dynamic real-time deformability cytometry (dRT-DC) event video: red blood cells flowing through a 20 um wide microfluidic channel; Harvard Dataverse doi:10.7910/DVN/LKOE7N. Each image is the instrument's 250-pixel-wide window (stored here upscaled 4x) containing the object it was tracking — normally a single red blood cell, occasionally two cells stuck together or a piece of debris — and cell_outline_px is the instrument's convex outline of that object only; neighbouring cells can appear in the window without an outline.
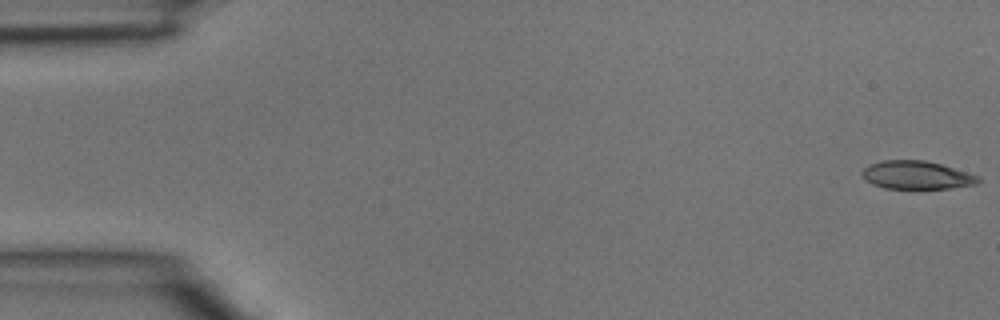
{"species": "common noctule bat (a hibernating species)", "species_latin": "Nyctalus noctula", "temperature_condition": "room temperature", "stored_images_in_passage": 46, "camera_frame_rate_fps": 3000, "um_per_image_px": 0.085, "animal": {"sex": "male", "body_mass_g": 15.6}, "frame": {"image": 1, "passage_image": 1, "time_ms": 0.0, "image_size_px": [1000, 320], "cell_outline_px": [[980, 180], [976, 184], [948, 188], [884, 188], [872, 184], [864, 180], [860, 172], [868, 164], [884, 160], [924, 160], [940, 164], [980, 176]], "centroid_in_image_um": [77.86, 14.87], "position_along_channel_um": 7.1, "area_um2": 19.02}}
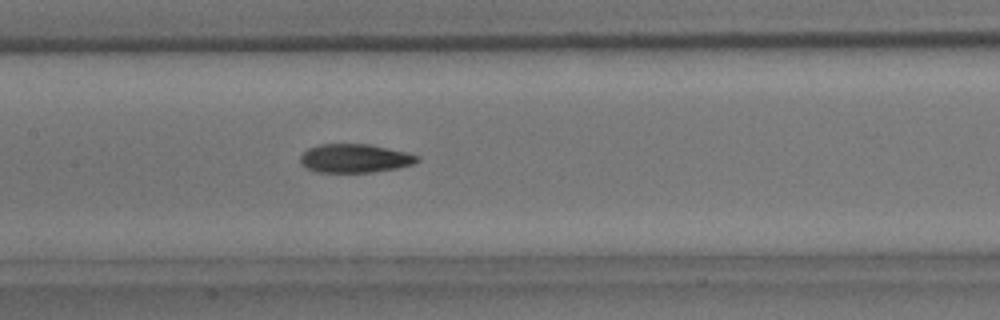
{"frame": {"image": 2, "passage_image": 22, "time_ms": 7.0, "image_size_px": [1000, 320], "cell_outline_px": [[420, 160], [412, 164], [396, 168], [372, 172], [316, 172], [300, 164], [300, 156], [308, 148], [320, 144], [368, 144], [408, 152], [420, 156]], "centroid_in_image_um": [30.16, 13.45], "position_along_channel_um": 177.2, "area_um2": 19.54}}
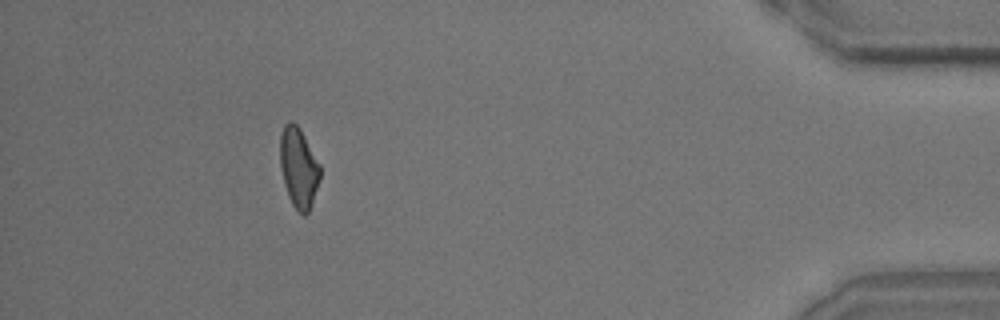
{"frame": {"image": 3, "passage_image": 42, "time_ms": 13.667, "image_size_px": [1000, 320], "cell_outline_px": [[320, 180], [308, 212], [304, 216], [292, 204], [288, 196], [284, 184], [280, 164], [280, 136], [284, 124], [288, 120], [292, 120], [300, 128], [320, 164]], "centroid_in_image_um": [25.38, 14.21], "position_along_channel_um": 409.8, "area_um2": 18.67}}